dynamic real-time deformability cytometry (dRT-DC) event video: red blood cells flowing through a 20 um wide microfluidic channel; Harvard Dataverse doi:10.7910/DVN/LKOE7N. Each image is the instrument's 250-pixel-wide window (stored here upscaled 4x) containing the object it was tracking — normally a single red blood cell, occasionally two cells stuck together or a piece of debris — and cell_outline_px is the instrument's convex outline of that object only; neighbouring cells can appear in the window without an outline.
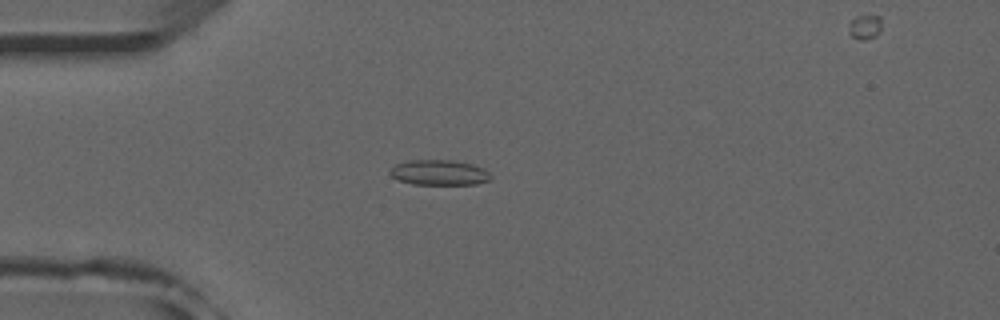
{"species": "common noctule bat (a hibernating species)", "species_latin": "Nyctalus noctula", "temperature_condition": "room temperature", "stored_images_in_passage": 53, "camera_frame_rate_fps": 3000, "um_per_image_px": 0.085, "animal": {"sex": "male", "forearm_length_mm": 52.5}, "frame": {"image": 1, "passage_image": 14, "time_ms": 4.333, "image_size_px": [1000, 320], "cell_outline_px": [[492, 180], [476, 184], [412, 184], [400, 180], [392, 176], [388, 172], [396, 164], [408, 160], [452, 160], [472, 164], [484, 168], [492, 176]], "centroid_in_image_um": [37.36, 14.66], "position_along_channel_um": 47.6, "area_um2": 14.85}}
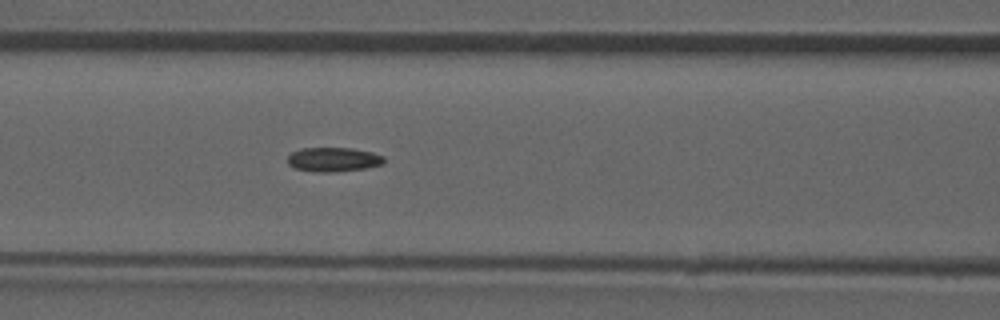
{"frame": {"image": 2, "passage_image": 22, "time_ms": 7.0, "image_size_px": [1000, 320], "cell_outline_px": [[384, 164], [368, 168], [332, 172], [316, 172], [296, 168], [288, 164], [288, 156], [292, 152], [300, 148], [352, 148], [372, 152], [384, 156]], "centroid_in_image_um": [28.36, 13.55], "position_along_channel_um": 138.2, "area_um2": 13.7}}
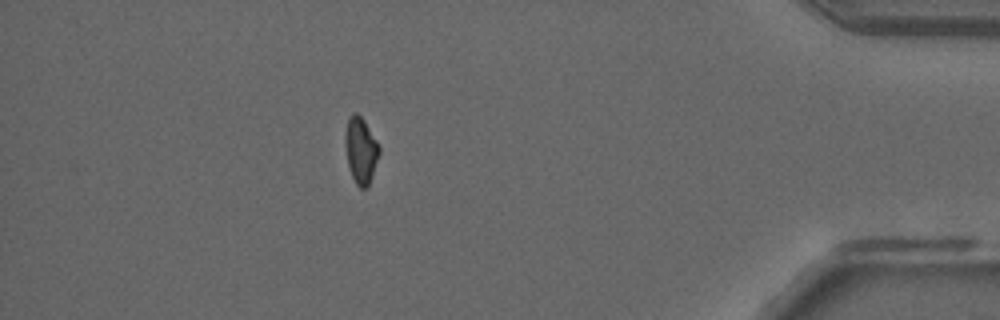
{"frame": {"image": 3, "passage_image": 46, "time_ms": 15.0, "image_size_px": [1000, 320], "cell_outline_px": [[380, 152], [368, 188], [360, 188], [356, 184], [352, 176], [348, 164], [344, 144], [344, 132], [348, 116], [352, 112], [356, 112], [364, 120], [376, 140], [380, 148]], "centroid_in_image_um": [30.64, 12.75], "position_along_channel_um": 404.6, "area_um2": 13.29}, "authors_computed_cell_mechanics": {"area_um2": 13.6986, "velocity_mm_per_s": 3.9378, "shape_relaxation_time_tau1_ms": null, "shape_relaxation_time_tau2_ms": 3.724, "deformation_change_tau1": null, "deformation_change_tau2": 0.1014}}